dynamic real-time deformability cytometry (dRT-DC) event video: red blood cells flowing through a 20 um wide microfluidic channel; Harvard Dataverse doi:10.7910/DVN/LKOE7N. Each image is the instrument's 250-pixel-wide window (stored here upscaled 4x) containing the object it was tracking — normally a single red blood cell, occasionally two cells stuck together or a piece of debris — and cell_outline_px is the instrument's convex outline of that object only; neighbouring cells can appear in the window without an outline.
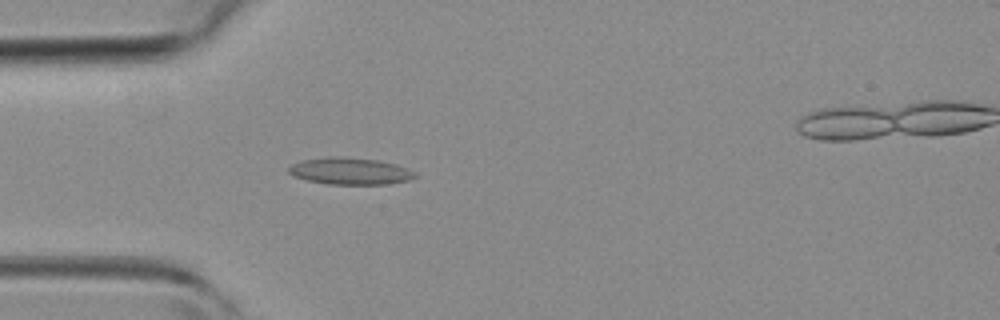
{"species": "common noctule bat (a hibernating species)", "species_latin": "Nyctalus noctula", "temperature_condition": "room temperature", "stored_images_in_passage": 34, "camera_frame_rate_fps": 3000, "um_per_image_px": 0.085, "animal": {"sex": "female", "body_mass_g": 19.3, "forearm_length_mm": 54.1}, "frame": {"image": 1, "passage_image": 6, "time_ms": 1.667, "image_size_px": [1000, 320], "cell_outline_px": [[416, 176], [408, 180], [388, 184], [328, 184], [308, 180], [292, 176], [288, 172], [288, 168], [292, 164], [300, 160], [328, 156], [344, 156], [380, 160], [396, 164], [408, 168], [416, 172]], "centroid_in_image_um": [29.74, 14.53], "position_along_channel_um": 55.3, "area_um2": 20.06}}
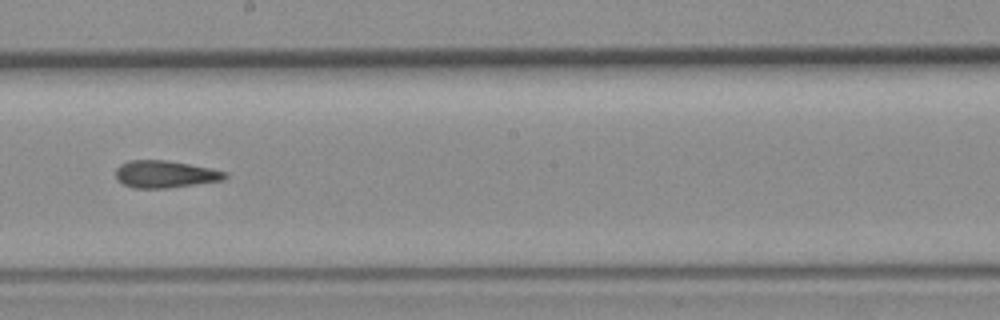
{"frame": {"image": 2, "passage_image": 18, "time_ms": 5.667, "image_size_px": [1000, 320], "cell_outline_px": [[228, 176], [224, 180], [168, 188], [132, 188], [116, 180], [116, 168], [120, 164], [132, 160], [168, 160], [228, 172]], "centroid_in_image_um": [14.02, 14.81], "position_along_channel_um": 234.2, "area_um2": 17.34}}
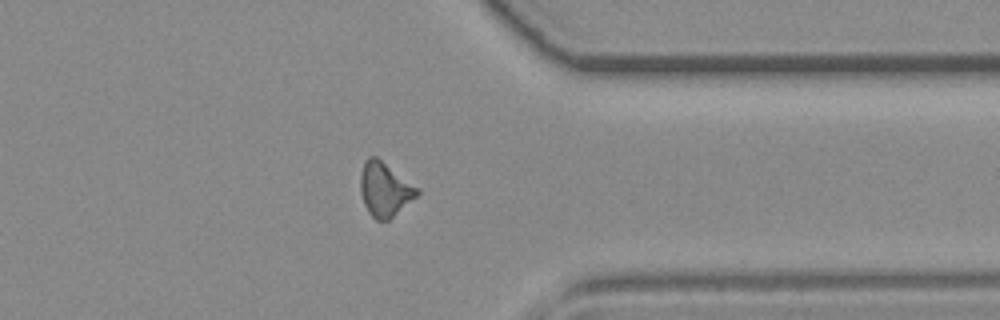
{"frame": {"image": 3, "passage_image": 28, "time_ms": 9.0, "image_size_px": [1000, 320], "cell_outline_px": [[420, 192], [416, 196], [388, 220], [376, 220], [368, 212], [364, 204], [360, 192], [360, 176], [364, 160], [368, 156], [376, 156], [420, 188]], "centroid_in_image_um": [32.69, 16.06], "position_along_channel_um": 378.7, "area_um2": 17.86}}